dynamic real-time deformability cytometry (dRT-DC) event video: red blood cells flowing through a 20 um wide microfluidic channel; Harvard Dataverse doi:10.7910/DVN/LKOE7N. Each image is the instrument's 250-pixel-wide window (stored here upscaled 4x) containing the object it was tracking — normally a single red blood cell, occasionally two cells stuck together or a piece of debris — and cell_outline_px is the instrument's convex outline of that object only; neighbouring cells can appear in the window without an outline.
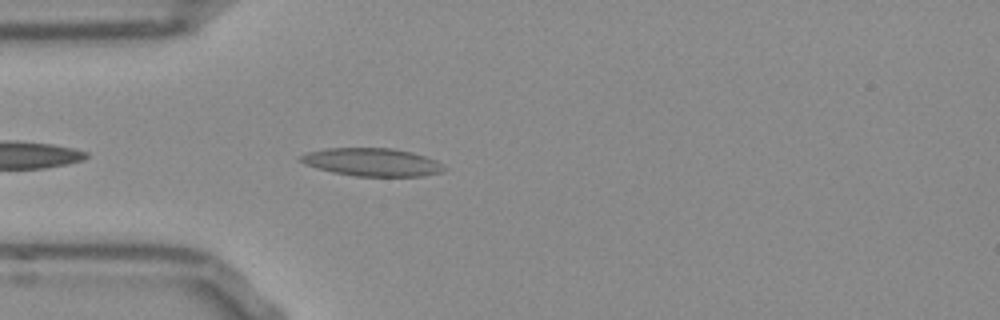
{"species": "Egyptian fruit bat (a non-hibernating species)", "species_latin": "Rousettus aegyptiacus", "temperature_condition": "room temperature", "stored_images_in_passage": 8, "camera_frame_rate_fps": 3000, "um_per_image_px": 0.085, "frame": {"image": 1, "passage_image": 3, "time_ms": 0.667, "image_size_px": [1000, 320], "cell_outline_px": [[444, 168], [440, 172], [420, 176], [356, 176], [332, 172], [304, 164], [300, 160], [300, 156], [308, 152], [328, 148], [392, 148], [412, 152], [436, 160]], "centroid_in_image_um": [31.6, 13.78], "position_along_channel_um": 53.4, "area_um2": 23.06}}